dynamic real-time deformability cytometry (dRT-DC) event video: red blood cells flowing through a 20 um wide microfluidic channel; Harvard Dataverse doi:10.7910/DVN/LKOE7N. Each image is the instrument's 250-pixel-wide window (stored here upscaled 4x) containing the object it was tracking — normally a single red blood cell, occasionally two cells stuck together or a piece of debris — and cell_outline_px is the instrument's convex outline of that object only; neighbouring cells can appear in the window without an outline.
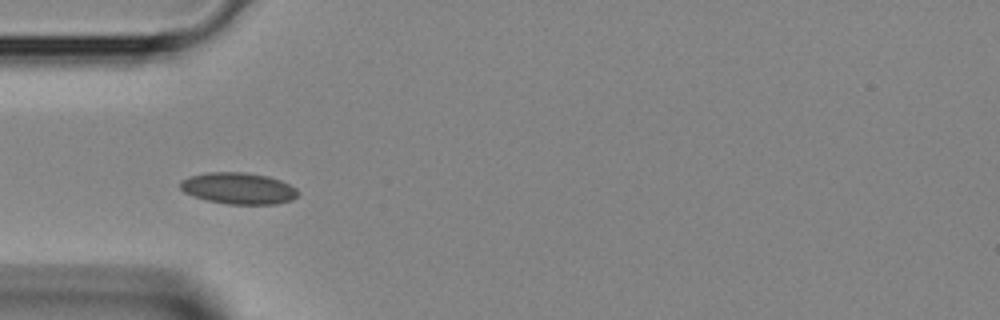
{"species": "Egyptian fruit bat (a non-hibernating species)", "species_latin": "Rousettus aegyptiacus", "temperature_condition": "room temperature", "stored_images_in_passage": 41, "camera_frame_rate_fps": 3000, "um_per_image_px": 0.085, "animal": {"sex": "female"}, "frame": {"image": 1, "passage_image": 13, "time_ms": 4.0, "image_size_px": [1000, 320], "cell_outline_px": [[300, 192], [292, 200], [276, 204], [228, 204], [208, 200], [192, 196], [184, 192], [180, 188], [180, 180], [188, 176], [208, 172], [244, 172], [268, 176], [280, 180], [296, 188]], "centroid_in_image_um": [20.25, 16.0], "position_along_channel_um": 64.7, "area_um2": 21.68}}
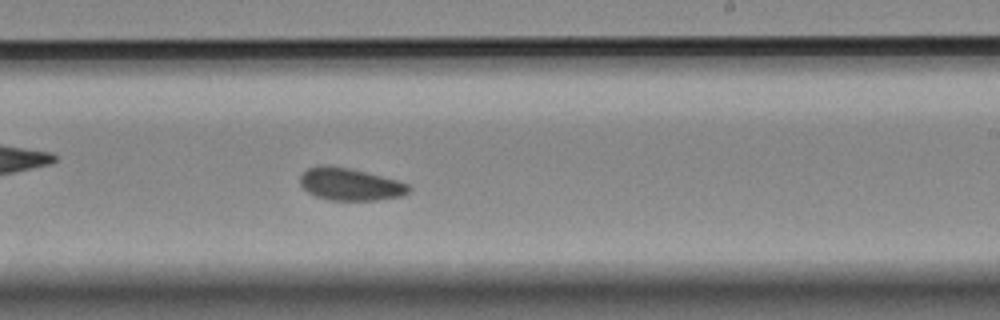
{"frame": {"image": 2, "passage_image": 25, "time_ms": 8.0, "image_size_px": [1000, 320], "cell_outline_px": [[412, 188], [404, 196], [376, 200], [328, 200], [316, 196], [308, 192], [300, 184], [300, 176], [308, 168], [320, 164], [324, 164], [352, 168], [396, 180], [408, 184]], "centroid_in_image_um": [29.76, 15.65], "position_along_channel_um": 259.2, "area_um2": 20.63}}
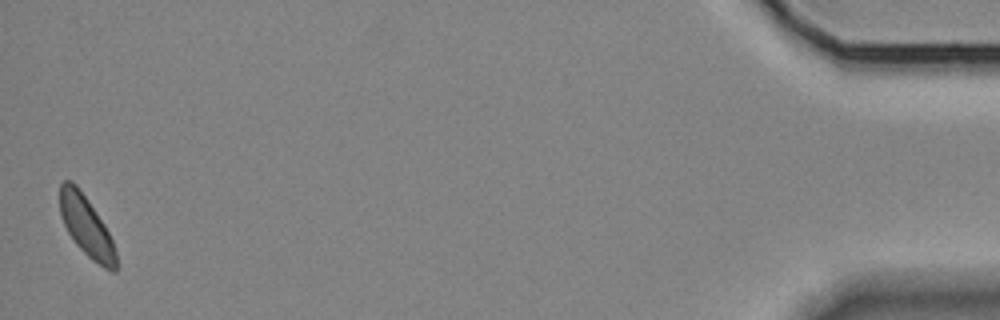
{"frame": {"image": 3, "passage_image": 41, "time_ms": 13.333, "image_size_px": [1000, 320], "cell_outline_px": [[116, 272], [112, 272], [104, 268], [92, 260], [76, 244], [68, 232], [64, 224], [60, 212], [60, 184], [64, 180], [72, 180], [76, 184], [88, 200], [104, 224], [112, 240], [116, 252]], "centroid_in_image_um": [7.34, 19.23], "position_along_channel_um": 427.9, "area_um2": 19.54}}